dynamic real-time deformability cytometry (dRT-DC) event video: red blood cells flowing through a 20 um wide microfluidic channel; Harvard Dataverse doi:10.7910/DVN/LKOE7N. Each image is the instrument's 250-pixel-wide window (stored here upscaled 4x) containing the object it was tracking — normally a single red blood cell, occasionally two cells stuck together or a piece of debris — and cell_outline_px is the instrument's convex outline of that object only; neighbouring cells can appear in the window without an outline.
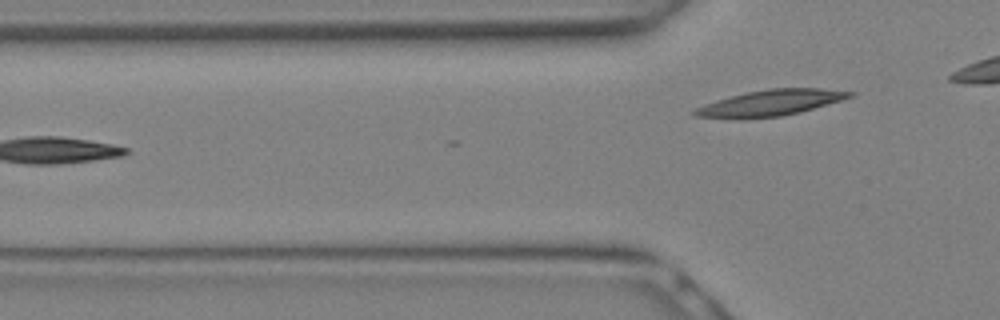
{"species": "Egyptian fruit bat (a non-hibernating species)", "species_latin": "Rousettus aegyptiacus", "temperature_condition": "warm", "stored_images_in_passage": 8, "camera_frame_rate_fps": 3000, "um_per_image_px": 0.085, "animal": {"sex": "female"}, "frame": {"image": 1, "passage_image": 8, "time_ms": 2.333, "image_size_px": [1000, 320], "cell_outline_px": [[856, 96], [800, 112], [780, 116], [740, 120], [696, 116], [692, 112], [696, 108], [704, 104], [716, 100], [748, 92], [768, 88], [820, 88], [856, 92]], "centroid_in_image_um": [65.51, 8.75], "position_along_channel_um": 60.3, "area_um2": 23.64}}